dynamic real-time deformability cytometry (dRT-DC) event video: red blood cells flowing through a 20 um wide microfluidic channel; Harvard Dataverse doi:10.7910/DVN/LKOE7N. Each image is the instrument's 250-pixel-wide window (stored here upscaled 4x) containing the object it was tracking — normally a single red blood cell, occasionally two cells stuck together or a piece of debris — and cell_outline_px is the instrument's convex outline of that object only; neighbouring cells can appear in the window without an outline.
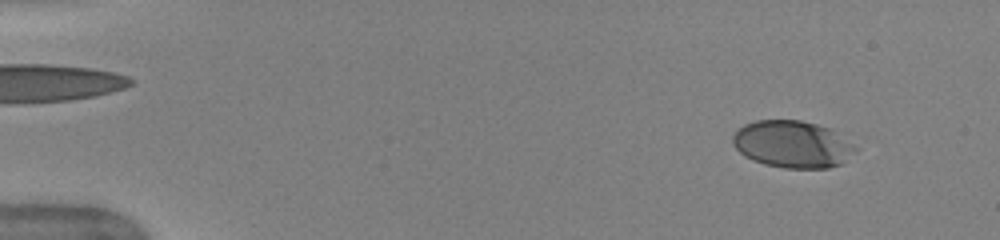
{"species": "human", "species_latin": "Homo sapiens", "temperature_condition": "warm", "stored_images_in_passage": 50, "camera_frame_rate_fps": 3000, "um_per_image_px": 0.085, "donor": {"sex": "female"}, "frame": {"image": 1, "passage_image": 4, "time_ms": 1.0, "image_size_px": [1000, 240], "cell_outline_px": [[860, 148], [856, 152], [840, 164], [828, 168], [784, 168], [764, 164], [752, 160], [744, 156], [732, 144], [732, 136], [744, 124], [756, 120], [800, 120], [832, 128]], "centroid_in_image_um": [67.39, 12.26], "position_along_channel_um": 17.6, "area_um2": 33.99}}
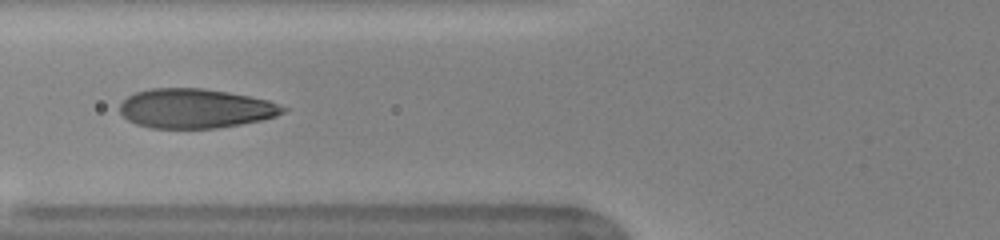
{"frame": {"image": 2, "passage_image": 20, "time_ms": 6.333, "image_size_px": [1000, 240], "cell_outline_px": [[288, 108], [284, 112], [276, 116], [260, 120], [240, 124], [216, 128], [148, 128], [136, 124], [128, 120], [120, 112], [120, 104], [128, 96], [136, 92], [152, 88], [204, 88], [228, 92], [268, 100]], "centroid_in_image_um": [16.59, 9.22], "position_along_channel_um": 109.2, "area_um2": 37.4}}
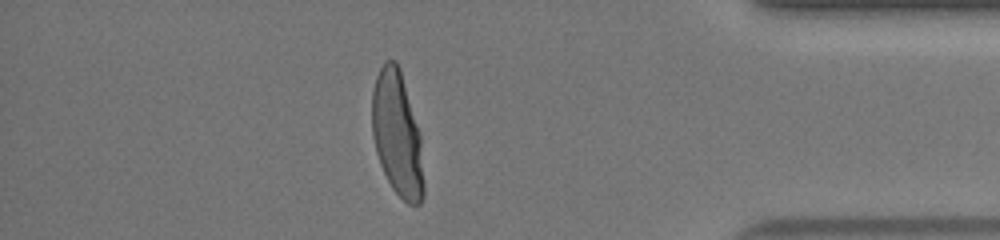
{"frame": {"image": 3, "passage_image": 44, "time_ms": 14.333, "image_size_px": [1000, 240], "cell_outline_px": [[424, 196], [420, 204], [408, 204], [392, 188], [380, 164], [376, 152], [372, 136], [372, 92], [376, 76], [384, 60], [396, 60], [400, 68], [420, 136], [424, 184]], "centroid_in_image_um": [33.75, 11.39], "position_along_channel_um": 401.5, "area_um2": 37.34}, "authors_computed_cell_mechanics": {"area_um2": 37.7723, "velocity_mm_per_s": 4.0007, "shape_relaxation_time_tau1_ms": 3.5208, "shape_relaxation_time_tau2_ms": null, "deformation_change_tau1": 0.1956, "deformation_change_tau2": null}}